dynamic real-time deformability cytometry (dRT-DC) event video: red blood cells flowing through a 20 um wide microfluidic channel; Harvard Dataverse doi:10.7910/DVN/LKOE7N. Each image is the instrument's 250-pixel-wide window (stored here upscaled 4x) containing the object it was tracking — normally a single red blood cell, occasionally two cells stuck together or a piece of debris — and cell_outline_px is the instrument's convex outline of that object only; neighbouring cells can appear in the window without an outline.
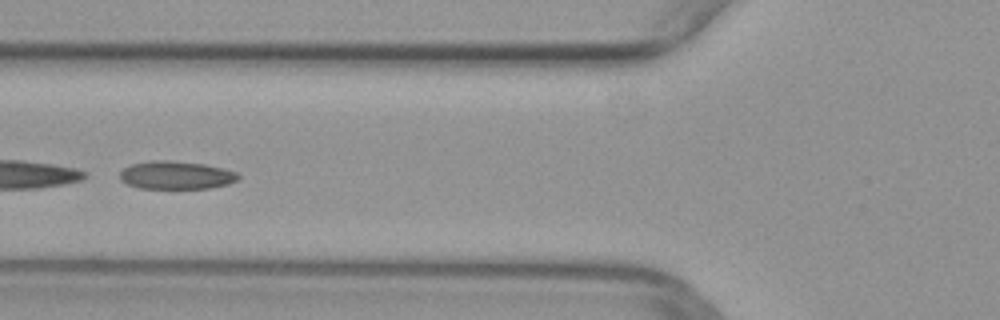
{"species": "common noctule bat (a hibernating species)", "species_latin": "Nyctalus noctula", "temperature_condition": "warm", "stored_images_in_passage": 43, "camera_frame_rate_fps": 3000, "um_per_image_px": 0.085, "animal": {"sex": "female", "body_mass_g": 29.2, "forearm_length_mm": 56.3}, "frame": {"image": 1, "passage_image": 18, "time_ms": 5.667, "image_size_px": [1000, 320], "cell_outline_px": [[240, 180], [228, 184], [212, 188], [140, 188], [128, 184], [120, 180], [120, 172], [124, 168], [132, 164], [152, 160], [172, 160], [204, 164], [224, 168], [236, 172], [240, 176]], "centroid_in_image_um": [15.01, 14.88], "position_along_channel_um": 110.8, "area_um2": 19.48}}
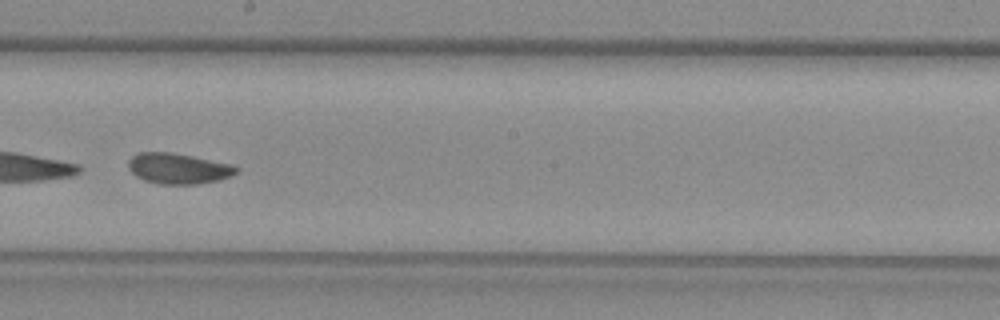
{"frame": {"image": 2, "passage_image": 27, "time_ms": 8.667, "image_size_px": [1000, 320], "cell_outline_px": [[240, 172], [232, 176], [220, 180], [196, 184], [160, 184], [144, 180], [136, 176], [128, 168], [128, 160], [132, 156], [140, 152], [172, 152], [232, 164], [240, 168]], "centroid_in_image_um": [15.19, 14.32], "position_along_channel_um": 233.0, "area_um2": 19.48}}
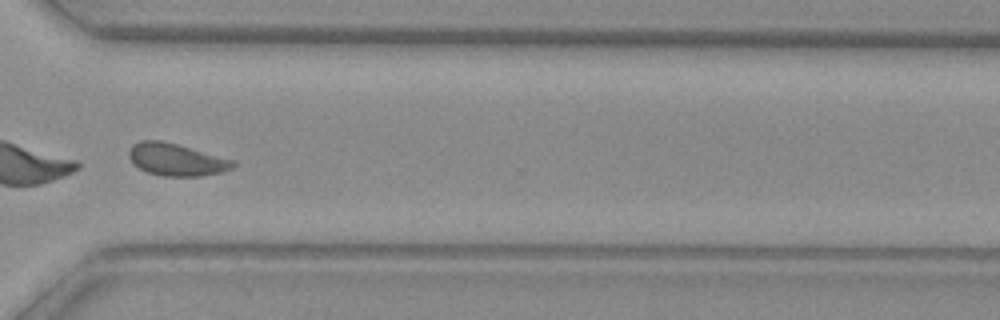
{"frame": {"image": 3, "passage_image": 36, "time_ms": 11.667, "image_size_px": [1000, 320], "cell_outline_px": [[236, 164], [232, 168], [220, 172], [200, 176], [164, 176], [148, 172], [132, 164], [128, 156], [128, 152], [132, 144], [140, 140], [160, 140], [176, 144], [236, 160]], "centroid_in_image_um": [14.97, 13.56], "position_along_channel_um": 355.6, "area_um2": 19.59}}